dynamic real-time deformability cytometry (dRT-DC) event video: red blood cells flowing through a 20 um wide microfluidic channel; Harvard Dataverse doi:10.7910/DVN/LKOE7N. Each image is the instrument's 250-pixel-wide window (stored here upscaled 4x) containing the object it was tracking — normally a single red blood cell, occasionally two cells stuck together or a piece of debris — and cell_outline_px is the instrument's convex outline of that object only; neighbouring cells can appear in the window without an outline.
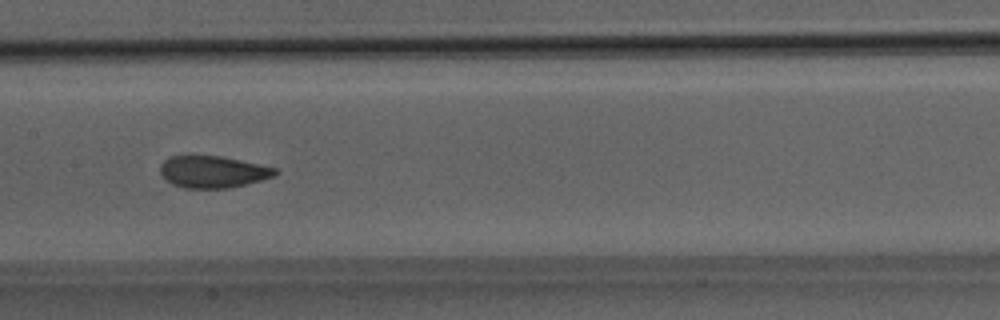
{"species": "Egyptian fruit bat (a non-hibernating species)", "species_latin": "Rousettus aegyptiacus", "temperature_condition": "room temperature", "stored_images_in_passage": 39, "camera_frame_rate_fps": 3000, "um_per_image_px": 0.085, "animal": {"sex": "male"}, "frame": {"image": 1, "passage_image": 22, "time_ms": 7.0, "image_size_px": [1000, 320], "cell_outline_px": [[280, 172], [276, 176], [228, 188], [184, 188], [172, 184], [160, 172], [160, 164], [164, 160], [172, 156], [220, 156], [260, 164], [276, 168]], "centroid_in_image_um": [18.12, 14.6], "position_along_channel_um": 189.3, "area_um2": 21.21}}
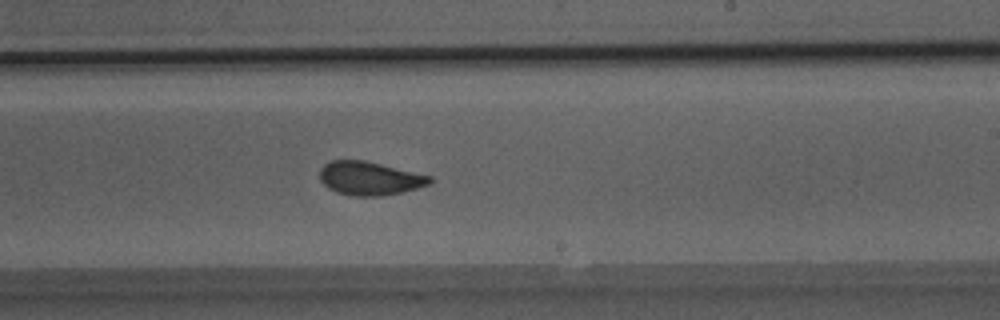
{"frame": {"image": 2, "passage_image": 27, "time_ms": 8.667, "image_size_px": [1000, 320], "cell_outline_px": [[432, 184], [384, 196], [352, 196], [336, 192], [328, 188], [320, 180], [320, 168], [324, 164], [332, 160], [364, 160], [432, 176]], "centroid_in_image_um": [31.41, 15.16], "position_along_channel_um": 257.6, "area_um2": 21.56}}
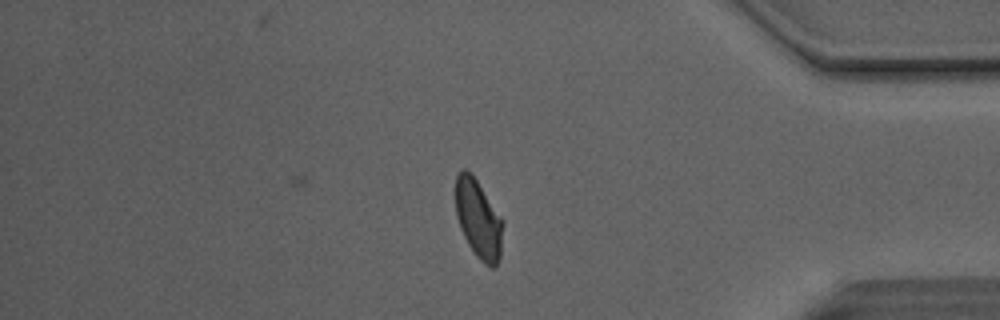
{"frame": {"image": 3, "passage_image": 39, "time_ms": 12.667, "image_size_px": [1000, 320], "cell_outline_px": [[504, 224], [500, 256], [496, 264], [492, 268], [484, 264], [476, 256], [468, 244], [460, 228], [456, 216], [456, 176], [464, 168], [472, 172], [504, 220]], "centroid_in_image_um": [40.68, 18.6], "position_along_channel_um": 394.5, "area_um2": 21.96}, "authors_computed_cell_mechanics": {"area_um2": 22.4264, "velocity_mm_per_s": 4.1185, "shape_relaxation_time_tau1_ms": 4.0506, "shape_relaxation_time_tau2_ms": 0.9014, "deformation_change_tau1": 0.1156, "deformation_change_tau2": 0.0609}}